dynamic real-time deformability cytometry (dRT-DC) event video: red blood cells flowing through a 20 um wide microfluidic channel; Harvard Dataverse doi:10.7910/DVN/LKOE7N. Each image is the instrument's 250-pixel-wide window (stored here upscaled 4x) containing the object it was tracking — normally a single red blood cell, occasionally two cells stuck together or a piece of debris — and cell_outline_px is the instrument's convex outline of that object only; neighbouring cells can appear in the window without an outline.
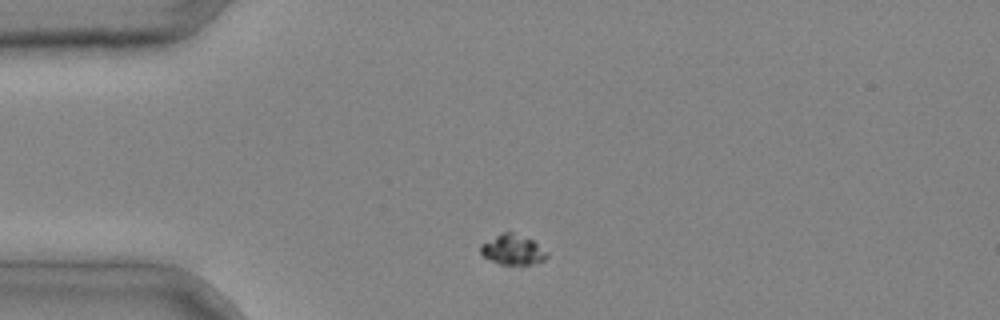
{"species": "common noctule bat (a hibernating species)", "species_latin": "Nyctalus noctula", "temperature_condition": "cold", "stored_images_in_passage": 5, "segment_of_instrument_passage": [2, 2], "camera_frame_rate_fps": 3000, "um_per_image_px": 0.085, "animal": {"sex": "male", "body_mass_g": 20.4}, "frame": {"image": 1, "passage_image": 5, "time_ms": 1.333, "image_size_px": [1000, 320], "cell_outline_px": [[548, 256], [544, 260], [532, 264], [500, 264], [484, 256], [480, 252], [480, 244], [504, 232], [512, 232], [532, 240], [548, 252]], "centroid_in_image_um": [43.59, 21.23], "position_along_channel_um": 41.4, "area_um2": 11.39}}